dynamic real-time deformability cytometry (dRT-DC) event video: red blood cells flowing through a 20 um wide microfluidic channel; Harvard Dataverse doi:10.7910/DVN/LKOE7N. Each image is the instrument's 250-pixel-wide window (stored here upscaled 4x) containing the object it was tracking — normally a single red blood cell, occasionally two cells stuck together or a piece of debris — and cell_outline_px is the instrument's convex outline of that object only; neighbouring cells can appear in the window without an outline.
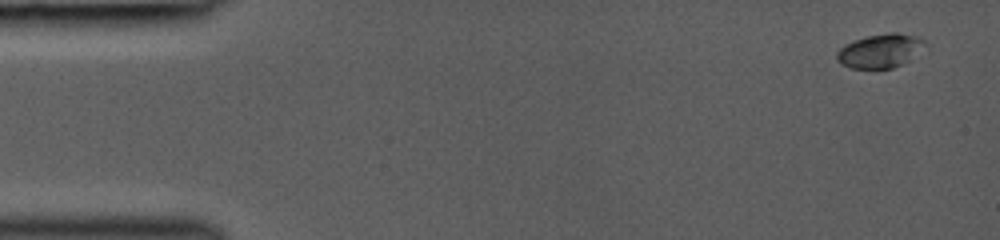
{"species": "common noctule bat (a hibernating species)", "species_latin": "Nyctalus noctula", "temperature_condition": "room temperature", "stored_images_in_passage": 52, "camera_frame_rate_fps": 3000, "um_per_image_px": 0.085, "animal": {"sex": "female", "body_mass_g": 19.0, "forearm_length_mm": 53.3}, "frame": {"image": 1, "passage_image": 1, "time_ms": 0.0, "image_size_px": [1000, 240], "cell_outline_px": [[928, 44], [904, 64], [892, 68], [852, 68], [840, 64], [836, 60], [836, 52], [844, 44], [852, 40], [868, 36], [888, 32], [896, 32], [920, 36]], "centroid_in_image_um": [74.82, 4.31], "position_along_channel_um": 10.2, "area_um2": 17.69}}
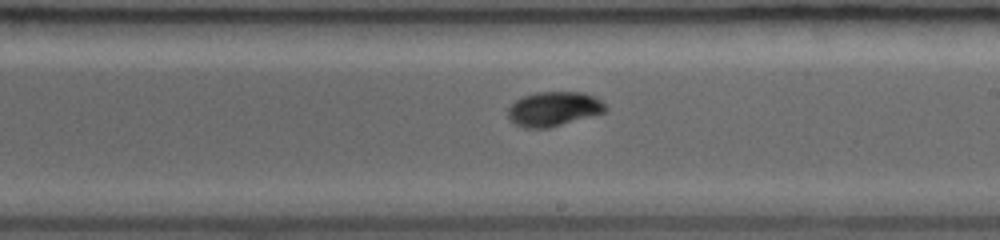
{"frame": {"image": 2, "passage_image": 29, "time_ms": 8.333, "image_size_px": [1000, 240], "cell_outline_px": [[608, 108], [604, 112], [548, 128], [524, 128], [516, 124], [508, 116], [508, 108], [516, 100], [524, 96], [536, 92], [584, 92], [600, 100]], "centroid_in_image_um": [47.05, 9.25], "position_along_channel_um": 241.9, "area_um2": 19.31}}
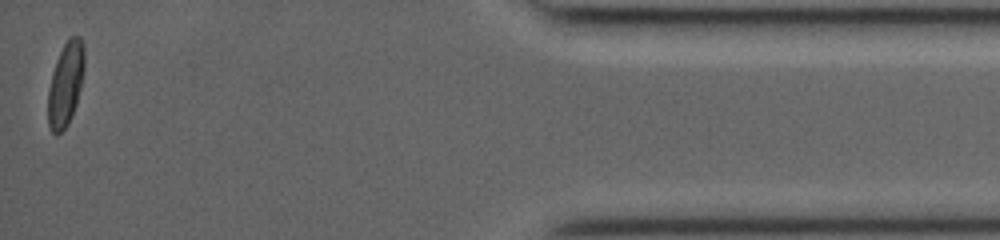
{"frame": {"image": 3, "passage_image": 51, "time_ms": 14.0, "image_size_px": [1000, 240], "cell_outline_px": [[84, 68], [80, 88], [76, 104], [68, 124], [56, 136], [52, 132], [48, 124], [48, 88], [52, 72], [56, 60], [68, 36], [80, 36], [84, 44]], "centroid_in_image_um": [5.57, 7.12], "position_along_channel_um": 429.6, "area_um2": 17.8}}